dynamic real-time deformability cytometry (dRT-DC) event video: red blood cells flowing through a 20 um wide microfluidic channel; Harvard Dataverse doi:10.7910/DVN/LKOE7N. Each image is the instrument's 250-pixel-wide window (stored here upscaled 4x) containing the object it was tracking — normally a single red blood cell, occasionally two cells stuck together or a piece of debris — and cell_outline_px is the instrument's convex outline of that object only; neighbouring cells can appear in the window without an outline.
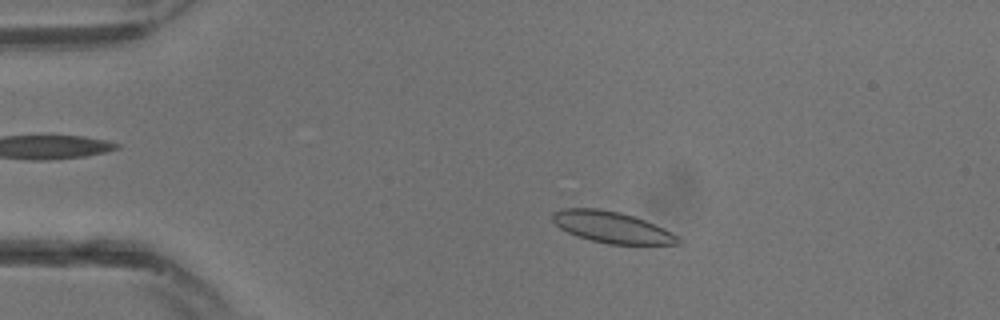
{"species": "common noctule bat (a hibernating species)", "species_latin": "Nyctalus noctula", "temperature_condition": "warm", "stored_images_in_passage": 13, "camera_frame_rate_fps": 3000, "um_per_image_px": 0.085, "animal": {"sex": "male", "body_mass_g": 13.3}, "frame": {"image": 1, "passage_image": 6, "time_ms": 1.667, "image_size_px": [1000, 320], "cell_outline_px": [[684, 244], [608, 244], [576, 236], [560, 228], [552, 220], [552, 212], [560, 208], [596, 208], [620, 212], [644, 220], [664, 228], [680, 236], [684, 240]], "centroid_in_image_um": [52.04, 19.32], "position_along_channel_um": 33.0, "area_um2": 23.06}}
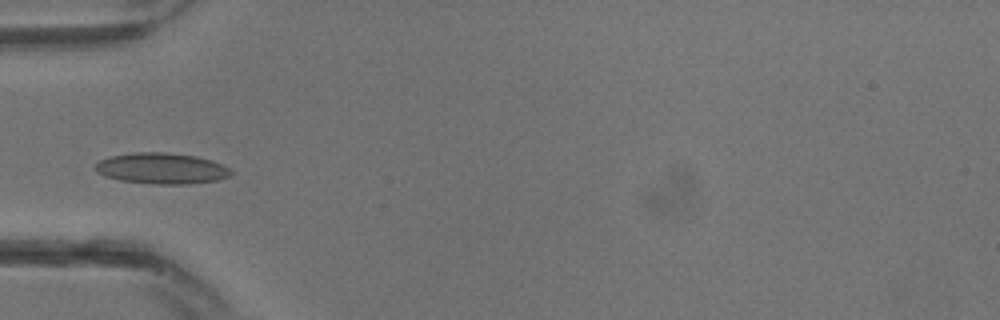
{"frame": {"image": 2, "passage_image": 10, "time_ms": 3.0, "image_size_px": [1000, 320], "cell_outline_px": [[232, 172], [228, 176], [216, 180], [188, 184], [156, 184], [120, 180], [104, 176], [96, 172], [92, 168], [100, 160], [112, 156], [132, 152], [164, 152], [196, 156], [212, 160], [228, 168]], "centroid_in_image_um": [13.68, 14.31], "position_along_channel_um": 71.3, "area_um2": 24.39}}
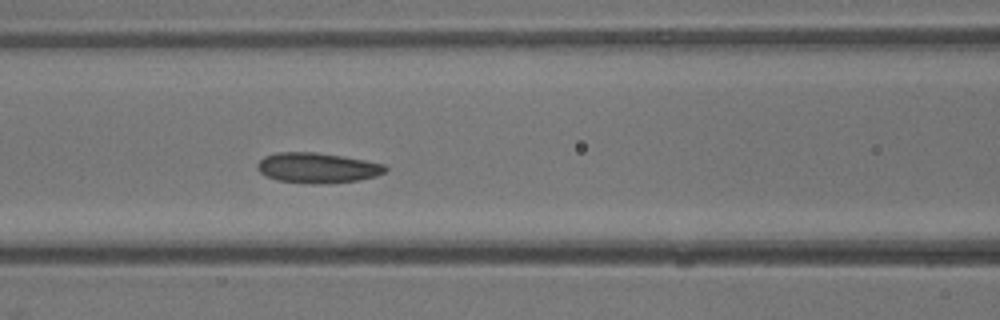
{"frame": {"image": 3, "passage_image": 13, "time_ms": 4.0, "image_size_px": [1000, 320], "cell_outline_px": [[388, 168], [384, 172], [376, 176], [360, 180], [276, 180], [260, 172], [256, 168], [256, 164], [264, 156], [276, 152], [316, 152], [364, 160], [384, 164]], "centroid_in_image_um": [26.95, 14.19], "position_along_channel_um": 139.7, "area_um2": 21.21}}